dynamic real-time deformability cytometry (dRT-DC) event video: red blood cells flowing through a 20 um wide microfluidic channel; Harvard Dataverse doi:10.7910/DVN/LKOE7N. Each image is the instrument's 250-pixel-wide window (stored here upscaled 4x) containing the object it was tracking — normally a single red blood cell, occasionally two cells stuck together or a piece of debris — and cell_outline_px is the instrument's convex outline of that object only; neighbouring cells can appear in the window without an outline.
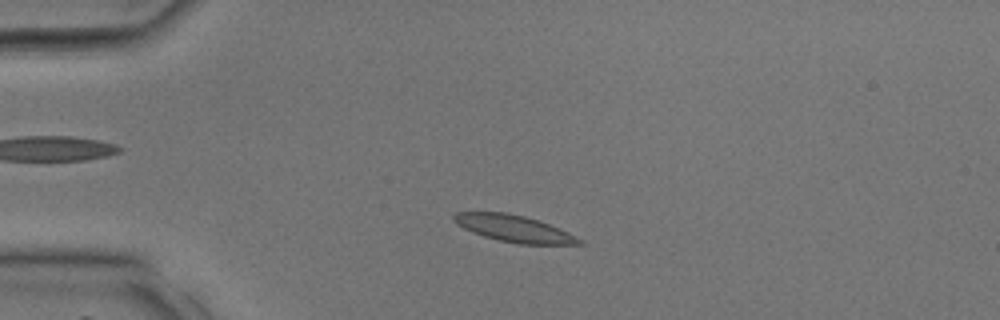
{"species": "common noctule bat (a hibernating species)", "species_latin": "Nyctalus noctula", "temperature_condition": "room temperature", "stored_images_in_passage": 34, "camera_frame_rate_fps": 3000, "um_per_image_px": 0.085, "animal": {"sex": "male", "body_mass_g": 17.9, "forearm_length_mm": 54.2}, "frame": {"image": 1, "passage_image": 6, "time_ms": 1.667, "image_size_px": [1000, 320], "cell_outline_px": [[584, 244], [520, 244], [500, 240], [484, 236], [472, 232], [456, 224], [452, 220], [452, 216], [456, 212], [508, 212], [524, 216], [548, 224], [568, 232], [584, 240]], "centroid_in_image_um": [43.67, 19.42], "position_along_channel_um": 41.3, "area_um2": 19.42}}
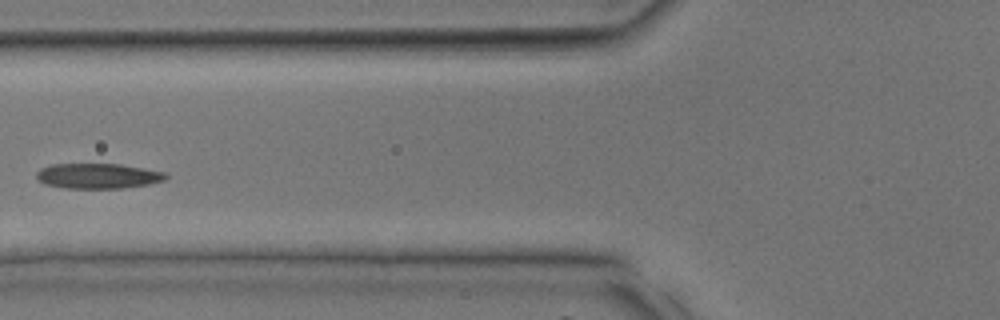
{"frame": {"image": 2, "passage_image": 12, "time_ms": 3.667, "image_size_px": [1000, 320], "cell_outline_px": [[168, 176], [164, 180], [148, 184], [120, 188], [64, 188], [44, 184], [36, 180], [36, 172], [40, 168], [52, 164], [120, 164], [164, 172]], "centroid_in_image_um": [8.26, 14.95], "position_along_channel_um": 117.5, "area_um2": 18.96}}
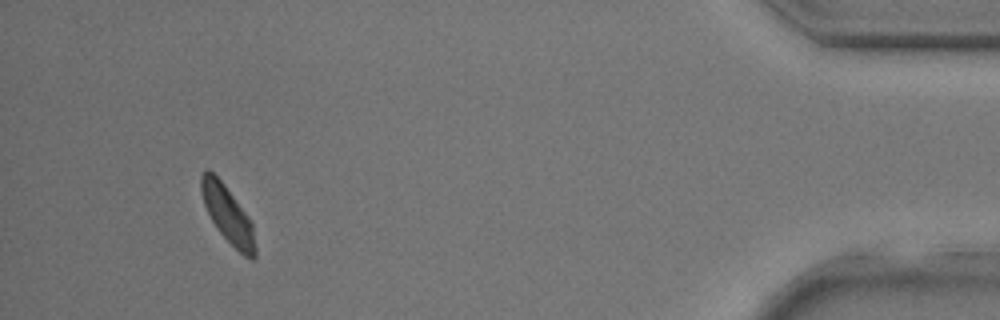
{"frame": {"image": 3, "passage_image": 32, "time_ms": 10.333, "image_size_px": [1000, 320], "cell_outline_px": [[256, 256], [252, 260], [244, 256], [216, 228], [204, 204], [200, 192], [200, 176], [208, 168], [224, 184], [248, 216], [252, 224], [256, 248]], "centroid_in_image_um": [19.35, 18.23], "position_along_channel_um": 415.8, "area_um2": 17.63}}